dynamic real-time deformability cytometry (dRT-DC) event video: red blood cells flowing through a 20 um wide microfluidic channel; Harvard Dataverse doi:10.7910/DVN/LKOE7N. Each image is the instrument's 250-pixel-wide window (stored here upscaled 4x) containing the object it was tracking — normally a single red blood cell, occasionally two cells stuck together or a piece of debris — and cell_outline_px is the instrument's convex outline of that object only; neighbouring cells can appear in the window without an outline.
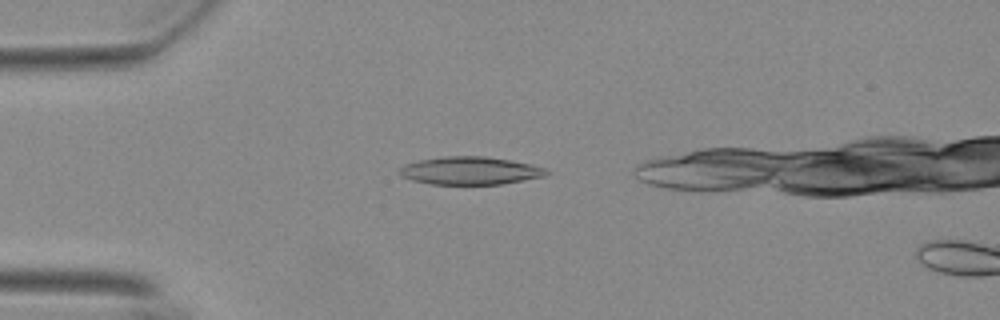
{"species": "Egyptian fruit bat (a non-hibernating species)", "species_latin": "Rousettus aegyptiacus", "temperature_condition": "warm", "stored_images_in_passage": 9, "camera_frame_rate_fps": 3000, "um_per_image_px": 0.085, "animal": {"sex": "female"}, "frame": {"image": 1, "passage_image": 6, "time_ms": 1.667, "image_size_px": [1000, 320], "cell_outline_px": [[552, 172], [544, 176], [500, 184], [432, 184], [412, 180], [400, 176], [396, 172], [404, 164], [420, 160], [444, 156], [484, 156], [508, 160], [548, 168]], "centroid_in_image_um": [39.93, 14.51], "position_along_channel_um": 45.1, "area_um2": 23.81}}